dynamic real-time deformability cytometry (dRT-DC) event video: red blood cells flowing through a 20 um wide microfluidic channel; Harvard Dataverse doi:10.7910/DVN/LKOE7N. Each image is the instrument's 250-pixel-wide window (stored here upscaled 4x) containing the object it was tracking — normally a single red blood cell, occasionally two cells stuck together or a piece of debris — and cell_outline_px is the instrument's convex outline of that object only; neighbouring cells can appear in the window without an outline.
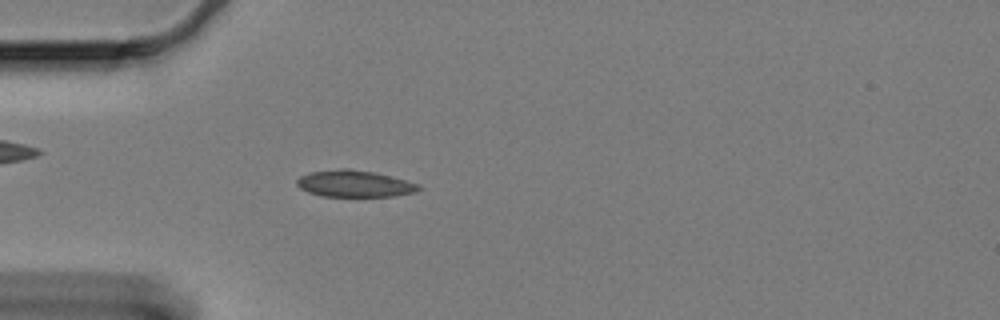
{"species": "Egyptian fruit bat (a non-hibernating species)", "species_latin": "Rousettus aegyptiacus", "temperature_condition": "cold", "stored_images_in_passage": 31, "camera_frame_rate_fps": 3000, "um_per_image_px": 0.085, "animal": {"sex": "female"}, "frame": {"image": 1, "passage_image": 7, "time_ms": 2.0, "image_size_px": [1000, 320], "cell_outline_px": [[420, 188], [416, 192], [396, 196], [320, 196], [308, 192], [300, 188], [296, 184], [296, 180], [300, 176], [308, 172], [340, 168], [348, 168], [376, 172], [420, 184]], "centroid_in_image_um": [30.11, 15.6], "position_along_channel_um": 54.9, "area_um2": 19.13}}
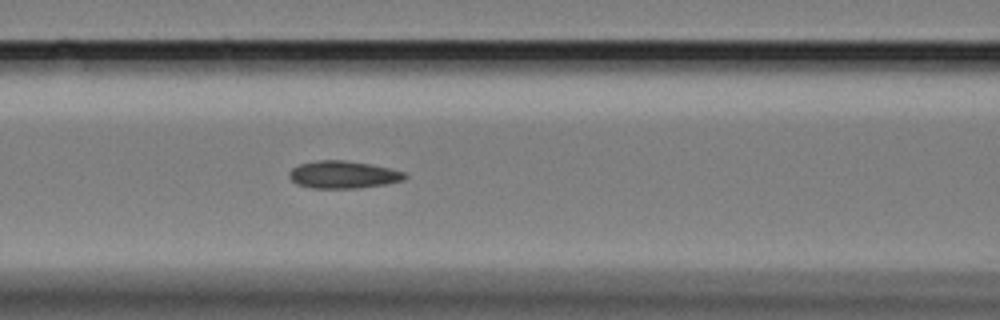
{"frame": {"image": 2, "passage_image": 15, "time_ms": 4.667, "image_size_px": [1000, 320], "cell_outline_px": [[408, 176], [404, 180], [384, 184], [360, 188], [312, 188], [296, 184], [288, 176], [288, 172], [292, 168], [300, 164], [316, 160], [344, 160], [368, 164], [388, 168], [404, 172]], "centroid_in_image_um": [29.14, 14.85], "position_along_channel_um": 137.5, "area_um2": 18.44}}
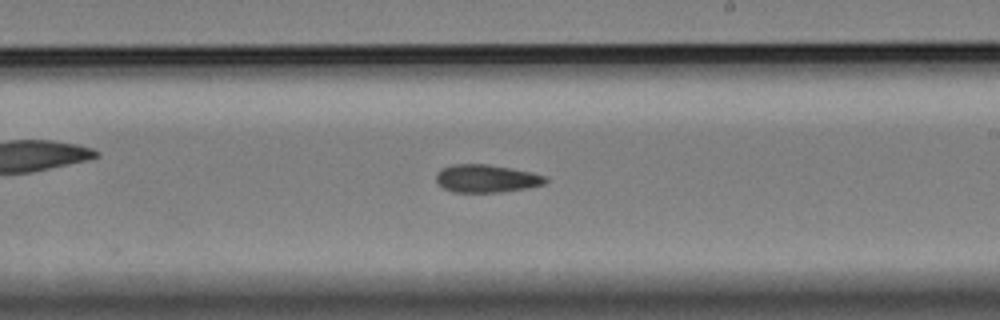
{"frame": {"image": 3, "passage_image": 25, "time_ms": 8.0, "image_size_px": [1000, 320], "cell_outline_px": [[548, 180], [544, 184], [524, 188], [500, 192], [452, 192], [444, 188], [436, 180], [436, 172], [440, 168], [452, 164], [488, 164], [532, 172], [548, 176]], "centroid_in_image_um": [41.33, 15.16], "position_along_channel_um": 247.7, "area_um2": 17.8}}